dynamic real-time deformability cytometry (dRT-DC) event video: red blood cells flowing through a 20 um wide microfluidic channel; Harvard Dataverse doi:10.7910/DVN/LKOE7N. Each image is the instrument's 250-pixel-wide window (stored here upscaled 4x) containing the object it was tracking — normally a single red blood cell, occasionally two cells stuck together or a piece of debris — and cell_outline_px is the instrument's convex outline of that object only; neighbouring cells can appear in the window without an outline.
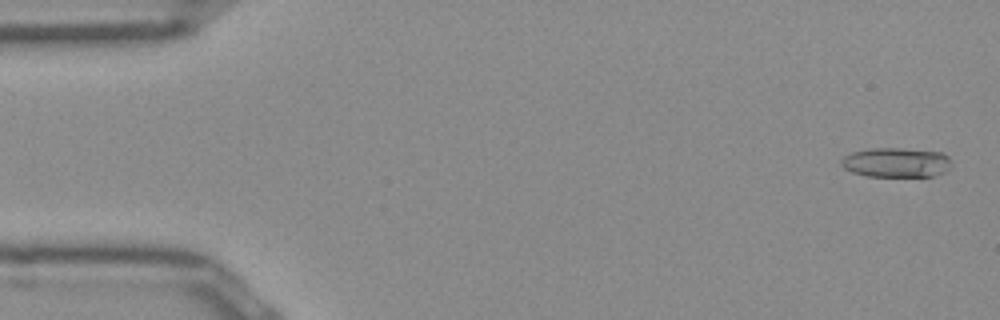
{"species": "Egyptian fruit bat (a non-hibernating species)", "species_latin": "Rousettus aegyptiacus", "temperature_condition": "room temperature", "stored_images_in_passage": 48, "camera_frame_rate_fps": 3000, "um_per_image_px": 0.085, "frame": {"image": 1, "passage_image": 2, "time_ms": 0.333, "image_size_px": [1000, 320], "cell_outline_px": [[952, 164], [944, 172], [932, 176], [868, 176], [852, 172], [844, 168], [840, 164], [840, 160], [844, 156], [852, 152], [872, 148], [900, 148], [940, 152], [948, 156]], "centroid_in_image_um": [76.16, 13.81], "position_along_channel_um": 8.8, "area_um2": 18.96}}
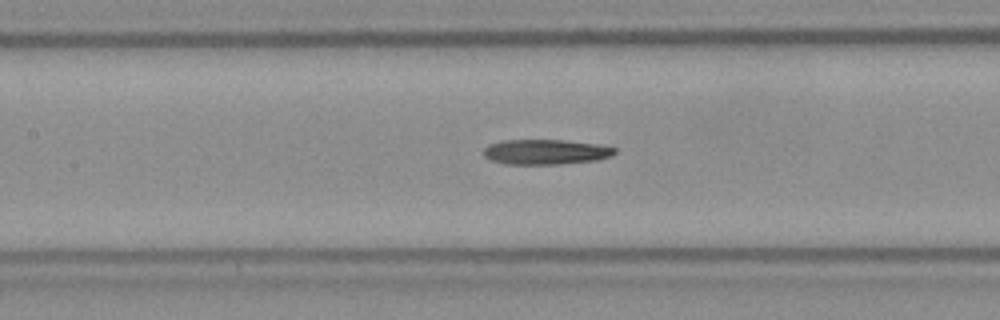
{"frame": {"image": 2, "passage_image": 23, "time_ms": 7.333, "image_size_px": [1000, 320], "cell_outline_px": [[616, 152], [612, 156], [600, 160], [560, 164], [508, 164], [492, 160], [484, 156], [484, 148], [488, 144], [500, 140], [564, 140], [596, 144], [616, 148]], "centroid_in_image_um": [46.4, 12.91], "position_along_channel_um": 161.0, "area_um2": 19.25}}
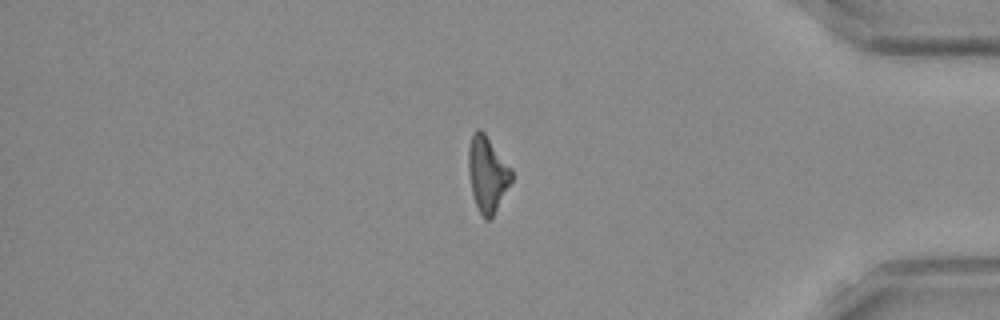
{"frame": {"image": 3, "passage_image": 43, "time_ms": 14.0, "image_size_px": [1000, 320], "cell_outline_px": [[512, 180], [492, 216], [488, 220], [480, 212], [476, 204], [472, 192], [468, 172], [468, 148], [472, 132], [476, 128], [480, 128], [484, 132], [512, 168]], "centroid_in_image_um": [41.41, 14.71], "position_along_channel_um": 393.8, "area_um2": 18.79}, "authors_computed_cell_mechanics": {"area_um2": 19.1318, "velocity_mm_per_s": 3.9661, "shape_relaxation_time_tau1_ms": null, "shape_relaxation_time_tau2_ms": 6.3411, "deformation_change_tau1": null, "deformation_change_tau2": 0.2201}}